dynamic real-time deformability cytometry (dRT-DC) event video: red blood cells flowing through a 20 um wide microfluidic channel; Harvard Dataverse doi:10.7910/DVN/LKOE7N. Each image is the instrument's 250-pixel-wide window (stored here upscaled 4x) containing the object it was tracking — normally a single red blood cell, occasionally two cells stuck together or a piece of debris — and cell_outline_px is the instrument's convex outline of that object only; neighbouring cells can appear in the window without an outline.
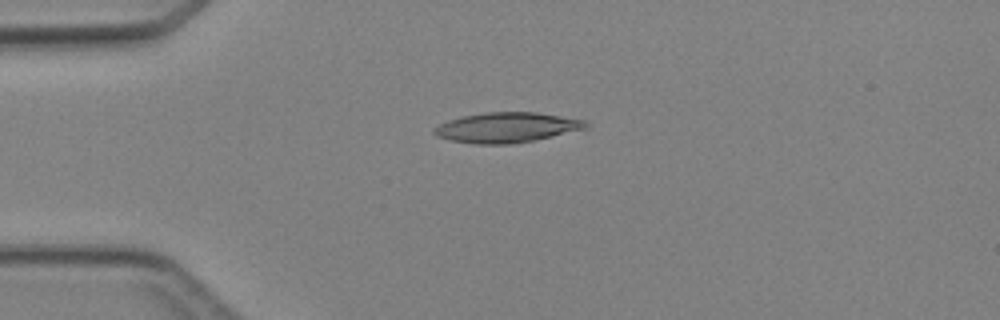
{"species": "Egyptian fruit bat (a non-hibernating species)", "species_latin": "Rousettus aegyptiacus", "temperature_condition": "cold", "stored_images_in_passage": 4, "camera_frame_rate_fps": 3000, "um_per_image_px": 0.085, "animal": {"sex": "female"}, "frame": {"image": 1, "passage_image": 4, "time_ms": 3.667, "image_size_px": [1000, 320], "cell_outline_px": [[588, 128], [552, 136], [532, 140], [504, 144], [476, 144], [452, 140], [436, 136], [432, 132], [432, 128], [448, 120], [464, 116], [484, 112], [536, 112], [588, 120]], "centroid_in_image_um": [43.08, 10.82], "position_along_channel_um": 41.9, "area_um2": 26.47}}